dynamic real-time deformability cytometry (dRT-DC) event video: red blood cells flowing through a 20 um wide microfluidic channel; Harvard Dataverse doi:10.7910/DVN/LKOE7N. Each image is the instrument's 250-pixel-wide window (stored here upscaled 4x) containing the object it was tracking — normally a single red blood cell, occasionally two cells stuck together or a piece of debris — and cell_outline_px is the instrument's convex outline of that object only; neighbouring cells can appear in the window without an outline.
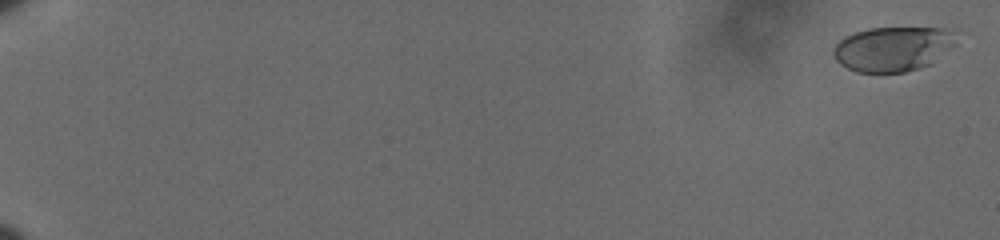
{"species": "human", "species_latin": "Homo sapiens", "temperature_condition": "cold", "stored_images_in_passage": 9, "camera_frame_rate_fps": 3000, "um_per_image_px": 0.085, "donor": {"sex": "male"}, "frame": {"image": 1, "passage_image": 2, "time_ms": 0.333, "image_size_px": [1000, 240], "cell_outline_px": [[952, 28], [948, 36], [928, 64], [904, 72], [856, 72], [840, 64], [836, 60], [832, 52], [832, 48], [844, 36], [868, 28]], "centroid_in_image_um": [75.59, 4.15], "position_along_channel_um": 9.4, "area_um2": 30.0}}